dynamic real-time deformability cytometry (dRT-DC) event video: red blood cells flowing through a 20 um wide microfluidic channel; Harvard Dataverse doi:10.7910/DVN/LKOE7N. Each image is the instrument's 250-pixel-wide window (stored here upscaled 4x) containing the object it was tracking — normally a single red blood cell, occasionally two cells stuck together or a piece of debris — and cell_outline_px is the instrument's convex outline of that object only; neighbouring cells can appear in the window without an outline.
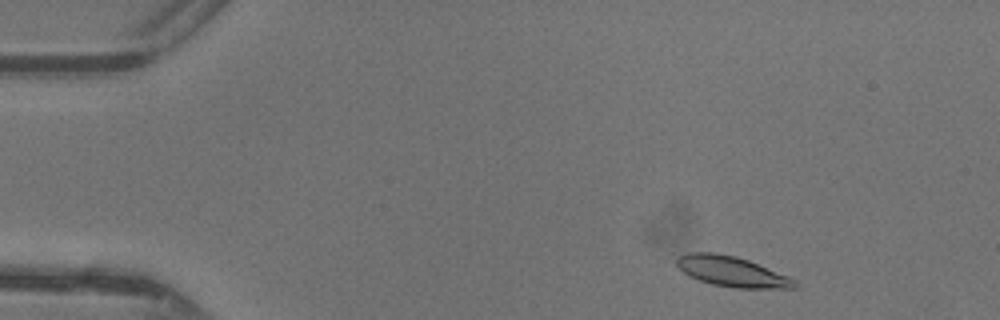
{"species": "common noctule bat (a hibernating species)", "species_latin": "Nyctalus noctula", "temperature_condition": "warm", "stored_images_in_passage": 42, "camera_frame_rate_fps": 3000, "um_per_image_px": 0.085, "animal": {"sex": "female"}, "frame": {"image": 1, "passage_image": 3, "time_ms": 0.667, "image_size_px": [1000, 320], "cell_outline_px": [[796, 288], [736, 288], [712, 284], [688, 276], [676, 264], [676, 256], [688, 252], [712, 252], [736, 256], [748, 260], [788, 276], [796, 280]], "centroid_in_image_um": [62.17, 23.07], "position_along_channel_um": 22.8, "area_um2": 20.75}}
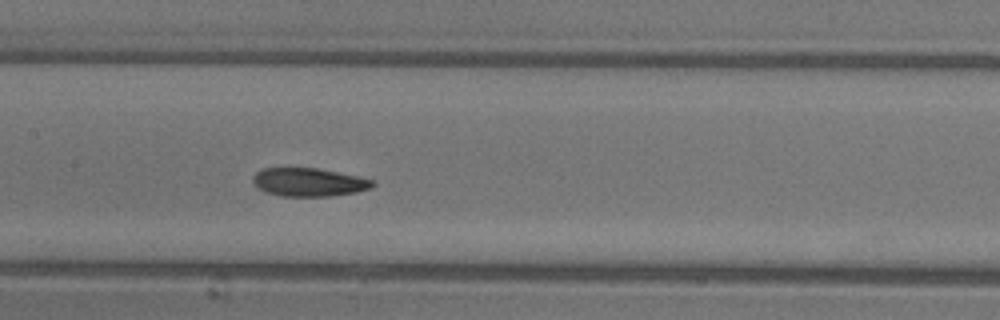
{"frame": {"image": 2, "passage_image": 20, "time_ms": 6.333, "image_size_px": [1000, 320], "cell_outline_px": [[376, 184], [372, 188], [356, 192], [332, 196], [280, 196], [264, 192], [256, 188], [252, 184], [252, 176], [256, 172], [264, 168], [316, 168], [376, 180]], "centroid_in_image_um": [26.22, 15.49], "position_along_channel_um": 181.2, "area_um2": 20.0}}
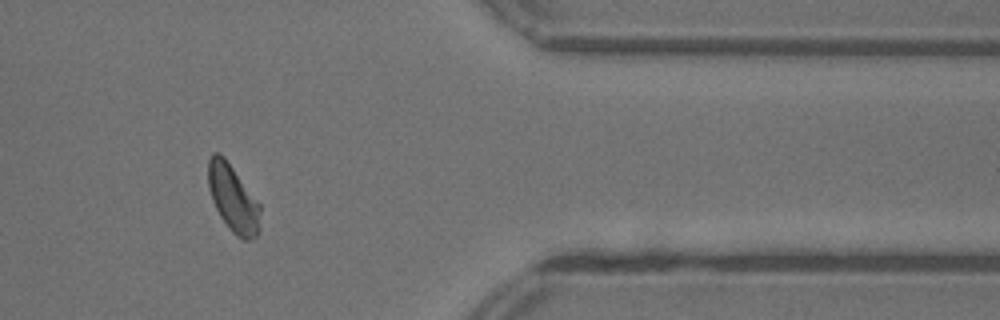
{"frame": {"image": 3, "passage_image": 36, "time_ms": 11.667, "image_size_px": [1000, 320], "cell_outline_px": [[260, 232], [256, 236], [248, 240], [244, 240], [236, 236], [228, 228], [220, 216], [212, 200], [208, 188], [208, 160], [212, 152], [220, 152], [224, 156], [260, 204]], "centroid_in_image_um": [19.8, 16.87], "position_along_channel_um": 391.6, "area_um2": 20.52}}